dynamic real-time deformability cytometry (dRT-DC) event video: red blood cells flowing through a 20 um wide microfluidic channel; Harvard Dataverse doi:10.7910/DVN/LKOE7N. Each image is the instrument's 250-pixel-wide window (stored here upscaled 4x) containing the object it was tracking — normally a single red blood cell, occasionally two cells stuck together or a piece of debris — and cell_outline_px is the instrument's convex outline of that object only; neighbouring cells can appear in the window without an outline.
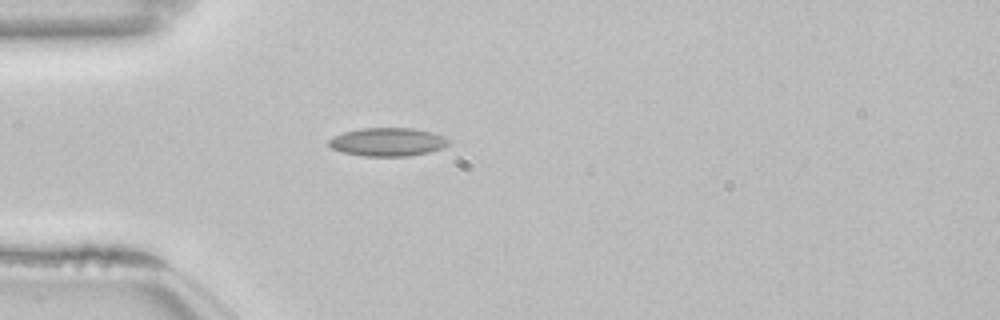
{"species": "common noctule bat (a hibernating species)", "species_latin": "Nyctalus noctula", "temperature_condition": "room temperature", "stored_images_in_passage": 39, "camera_frame_rate_fps": 3000, "um_per_image_px": 0.085, "animal": {"sex": "female", "body_mass_g": 22.7, "forearm_length_mm": 54.2}, "frame": {"image": 1, "passage_image": 1, "time_ms": 0.0, "image_size_px": [1000, 320], "cell_outline_px": [[452, 140], [448, 144], [440, 148], [428, 152], [408, 156], [364, 156], [340, 152], [332, 148], [328, 144], [328, 140], [332, 136], [344, 132], [360, 128], [412, 128], [444, 136]], "centroid_in_image_um": [32.91, 12.06], "position_along_channel_um": 52.1, "area_um2": 19.77}, "authors_computed_cell_mechanics": {"area_um2": 18.0914, "velocity_mm_per_s": 3.8597, "shape_relaxation_time_tau1_ms": null, "shape_relaxation_time_tau2_ms": 4.4317, "deformation_change_tau1": null, "deformation_change_tau2": 0.097}}